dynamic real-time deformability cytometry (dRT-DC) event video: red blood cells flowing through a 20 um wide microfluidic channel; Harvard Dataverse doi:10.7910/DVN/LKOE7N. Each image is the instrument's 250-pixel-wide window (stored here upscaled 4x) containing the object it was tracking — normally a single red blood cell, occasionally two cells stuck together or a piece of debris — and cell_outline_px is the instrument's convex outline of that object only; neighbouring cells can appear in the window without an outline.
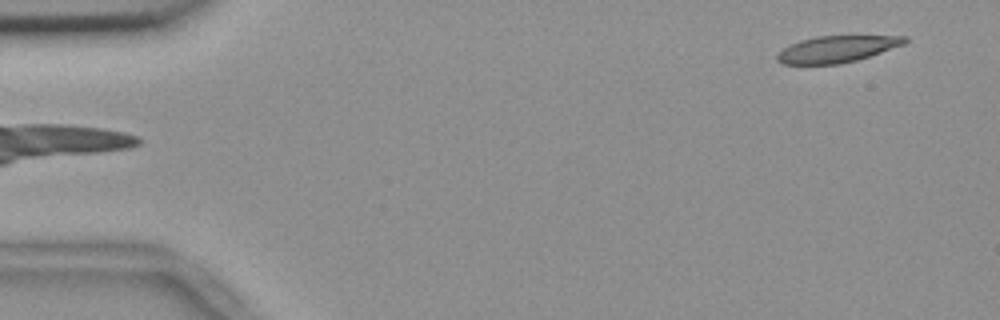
{"species": "common noctule bat (a hibernating species)", "species_latin": "Nyctalus noctula", "temperature_condition": "room temperature", "stored_images_in_passage": 5, "camera_frame_rate_fps": 3000, "um_per_image_px": 0.085, "animal": {"sex": "female", "body_mass_g": 18.4}, "frame": {"image": 1, "passage_image": 5, "time_ms": 1.333, "image_size_px": [1000, 320], "cell_outline_px": [[908, 40], [904, 44], [856, 60], [840, 64], [784, 64], [776, 60], [776, 56], [788, 44], [800, 40], [816, 36], [908, 36]], "centroid_in_image_um": [71.1, 4.17], "position_along_channel_um": 13.9, "area_um2": 19.59}}